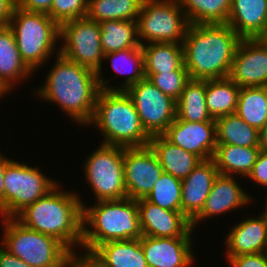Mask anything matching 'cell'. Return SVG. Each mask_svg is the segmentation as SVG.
Here are the masks:
<instances>
[{
  "mask_svg": "<svg viewBox=\"0 0 267 267\" xmlns=\"http://www.w3.org/2000/svg\"><path fill=\"white\" fill-rule=\"evenodd\" d=\"M144 75L153 85L175 101L180 98L185 84L190 80L184 65L178 70Z\"/></svg>",
  "mask_w": 267,
  "mask_h": 267,
  "instance_id": "36",
  "label": "cell"
},
{
  "mask_svg": "<svg viewBox=\"0 0 267 267\" xmlns=\"http://www.w3.org/2000/svg\"><path fill=\"white\" fill-rule=\"evenodd\" d=\"M142 235L148 237H194L191 221L178 211L152 204L145 198L137 200Z\"/></svg>",
  "mask_w": 267,
  "mask_h": 267,
  "instance_id": "17",
  "label": "cell"
},
{
  "mask_svg": "<svg viewBox=\"0 0 267 267\" xmlns=\"http://www.w3.org/2000/svg\"><path fill=\"white\" fill-rule=\"evenodd\" d=\"M259 147H240L228 144H217L213 161L219 174L222 175H238V177L247 176L252 171L253 165L256 162Z\"/></svg>",
  "mask_w": 267,
  "mask_h": 267,
  "instance_id": "25",
  "label": "cell"
},
{
  "mask_svg": "<svg viewBox=\"0 0 267 267\" xmlns=\"http://www.w3.org/2000/svg\"><path fill=\"white\" fill-rule=\"evenodd\" d=\"M104 60H110L111 70L118 73L114 76L115 79L119 74L124 75L123 83H120V87L115 86V91H125L145 77L141 46L105 54Z\"/></svg>",
  "mask_w": 267,
  "mask_h": 267,
  "instance_id": "31",
  "label": "cell"
},
{
  "mask_svg": "<svg viewBox=\"0 0 267 267\" xmlns=\"http://www.w3.org/2000/svg\"><path fill=\"white\" fill-rule=\"evenodd\" d=\"M217 144L259 147V130L250 126L236 113L217 118Z\"/></svg>",
  "mask_w": 267,
  "mask_h": 267,
  "instance_id": "30",
  "label": "cell"
},
{
  "mask_svg": "<svg viewBox=\"0 0 267 267\" xmlns=\"http://www.w3.org/2000/svg\"><path fill=\"white\" fill-rule=\"evenodd\" d=\"M163 136L201 160L212 159L217 146L216 121L189 122L176 117Z\"/></svg>",
  "mask_w": 267,
  "mask_h": 267,
  "instance_id": "15",
  "label": "cell"
},
{
  "mask_svg": "<svg viewBox=\"0 0 267 267\" xmlns=\"http://www.w3.org/2000/svg\"><path fill=\"white\" fill-rule=\"evenodd\" d=\"M247 178L249 181L251 179L258 187L267 189V151H260Z\"/></svg>",
  "mask_w": 267,
  "mask_h": 267,
  "instance_id": "39",
  "label": "cell"
},
{
  "mask_svg": "<svg viewBox=\"0 0 267 267\" xmlns=\"http://www.w3.org/2000/svg\"><path fill=\"white\" fill-rule=\"evenodd\" d=\"M240 89L229 77L206 80V106L214 120L236 112Z\"/></svg>",
  "mask_w": 267,
  "mask_h": 267,
  "instance_id": "28",
  "label": "cell"
},
{
  "mask_svg": "<svg viewBox=\"0 0 267 267\" xmlns=\"http://www.w3.org/2000/svg\"><path fill=\"white\" fill-rule=\"evenodd\" d=\"M163 172L155 152L149 145L124 147V179L127 197L133 200L146 198Z\"/></svg>",
  "mask_w": 267,
  "mask_h": 267,
  "instance_id": "13",
  "label": "cell"
},
{
  "mask_svg": "<svg viewBox=\"0 0 267 267\" xmlns=\"http://www.w3.org/2000/svg\"><path fill=\"white\" fill-rule=\"evenodd\" d=\"M8 26L12 29L20 56L34 72L47 64L60 38V26L46 13L30 12L16 7Z\"/></svg>",
  "mask_w": 267,
  "mask_h": 267,
  "instance_id": "6",
  "label": "cell"
},
{
  "mask_svg": "<svg viewBox=\"0 0 267 267\" xmlns=\"http://www.w3.org/2000/svg\"><path fill=\"white\" fill-rule=\"evenodd\" d=\"M59 182L45 176L39 166L31 167L27 163L12 160L4 172V218H14Z\"/></svg>",
  "mask_w": 267,
  "mask_h": 267,
  "instance_id": "11",
  "label": "cell"
},
{
  "mask_svg": "<svg viewBox=\"0 0 267 267\" xmlns=\"http://www.w3.org/2000/svg\"><path fill=\"white\" fill-rule=\"evenodd\" d=\"M176 117L189 122L215 121L206 106V80L190 79L176 101Z\"/></svg>",
  "mask_w": 267,
  "mask_h": 267,
  "instance_id": "27",
  "label": "cell"
},
{
  "mask_svg": "<svg viewBox=\"0 0 267 267\" xmlns=\"http://www.w3.org/2000/svg\"><path fill=\"white\" fill-rule=\"evenodd\" d=\"M103 136L101 144L125 148L146 147L151 137L144 130L139 114L125 91L100 90L95 112L88 124Z\"/></svg>",
  "mask_w": 267,
  "mask_h": 267,
  "instance_id": "5",
  "label": "cell"
},
{
  "mask_svg": "<svg viewBox=\"0 0 267 267\" xmlns=\"http://www.w3.org/2000/svg\"><path fill=\"white\" fill-rule=\"evenodd\" d=\"M265 205H266V206H265L266 208L264 209L263 212L267 213V201H266Z\"/></svg>",
  "mask_w": 267,
  "mask_h": 267,
  "instance_id": "47",
  "label": "cell"
},
{
  "mask_svg": "<svg viewBox=\"0 0 267 267\" xmlns=\"http://www.w3.org/2000/svg\"><path fill=\"white\" fill-rule=\"evenodd\" d=\"M53 0H17V7L30 12L48 14Z\"/></svg>",
  "mask_w": 267,
  "mask_h": 267,
  "instance_id": "40",
  "label": "cell"
},
{
  "mask_svg": "<svg viewBox=\"0 0 267 267\" xmlns=\"http://www.w3.org/2000/svg\"><path fill=\"white\" fill-rule=\"evenodd\" d=\"M235 113L260 130L267 122V86L241 88Z\"/></svg>",
  "mask_w": 267,
  "mask_h": 267,
  "instance_id": "34",
  "label": "cell"
},
{
  "mask_svg": "<svg viewBox=\"0 0 267 267\" xmlns=\"http://www.w3.org/2000/svg\"><path fill=\"white\" fill-rule=\"evenodd\" d=\"M2 246L30 267H69L72 252L53 236L31 230L15 218H0Z\"/></svg>",
  "mask_w": 267,
  "mask_h": 267,
  "instance_id": "7",
  "label": "cell"
},
{
  "mask_svg": "<svg viewBox=\"0 0 267 267\" xmlns=\"http://www.w3.org/2000/svg\"><path fill=\"white\" fill-rule=\"evenodd\" d=\"M236 176L219 174L210 190L204 207L201 212L191 221V228L195 231V227L202 220L211 219L222 216L224 213H230L232 210L251 205L253 195H249L244 191L242 186L237 182ZM230 210V211H229Z\"/></svg>",
  "mask_w": 267,
  "mask_h": 267,
  "instance_id": "16",
  "label": "cell"
},
{
  "mask_svg": "<svg viewBox=\"0 0 267 267\" xmlns=\"http://www.w3.org/2000/svg\"><path fill=\"white\" fill-rule=\"evenodd\" d=\"M144 74H156L180 69L184 65V50L179 43H149L141 45Z\"/></svg>",
  "mask_w": 267,
  "mask_h": 267,
  "instance_id": "26",
  "label": "cell"
},
{
  "mask_svg": "<svg viewBox=\"0 0 267 267\" xmlns=\"http://www.w3.org/2000/svg\"><path fill=\"white\" fill-rule=\"evenodd\" d=\"M34 72L20 56L12 29L6 25L0 27V78L13 89L15 85L33 76ZM18 82V83H17Z\"/></svg>",
  "mask_w": 267,
  "mask_h": 267,
  "instance_id": "24",
  "label": "cell"
},
{
  "mask_svg": "<svg viewBox=\"0 0 267 267\" xmlns=\"http://www.w3.org/2000/svg\"><path fill=\"white\" fill-rule=\"evenodd\" d=\"M219 171L213 159L202 160L181 180V212L192 221L202 210Z\"/></svg>",
  "mask_w": 267,
  "mask_h": 267,
  "instance_id": "19",
  "label": "cell"
},
{
  "mask_svg": "<svg viewBox=\"0 0 267 267\" xmlns=\"http://www.w3.org/2000/svg\"><path fill=\"white\" fill-rule=\"evenodd\" d=\"M99 24L100 42L104 54L141 46L138 40L137 21L113 20Z\"/></svg>",
  "mask_w": 267,
  "mask_h": 267,
  "instance_id": "29",
  "label": "cell"
},
{
  "mask_svg": "<svg viewBox=\"0 0 267 267\" xmlns=\"http://www.w3.org/2000/svg\"><path fill=\"white\" fill-rule=\"evenodd\" d=\"M59 182L14 218L23 226L61 241L72 253L82 244L83 205L80 194L61 190ZM75 250V251H74Z\"/></svg>",
  "mask_w": 267,
  "mask_h": 267,
  "instance_id": "3",
  "label": "cell"
},
{
  "mask_svg": "<svg viewBox=\"0 0 267 267\" xmlns=\"http://www.w3.org/2000/svg\"><path fill=\"white\" fill-rule=\"evenodd\" d=\"M259 148L261 151H267V122L259 130Z\"/></svg>",
  "mask_w": 267,
  "mask_h": 267,
  "instance_id": "45",
  "label": "cell"
},
{
  "mask_svg": "<svg viewBox=\"0 0 267 267\" xmlns=\"http://www.w3.org/2000/svg\"><path fill=\"white\" fill-rule=\"evenodd\" d=\"M189 24L227 23L231 0H178Z\"/></svg>",
  "mask_w": 267,
  "mask_h": 267,
  "instance_id": "33",
  "label": "cell"
},
{
  "mask_svg": "<svg viewBox=\"0 0 267 267\" xmlns=\"http://www.w3.org/2000/svg\"><path fill=\"white\" fill-rule=\"evenodd\" d=\"M227 24L241 38H263L267 34V0H231Z\"/></svg>",
  "mask_w": 267,
  "mask_h": 267,
  "instance_id": "21",
  "label": "cell"
},
{
  "mask_svg": "<svg viewBox=\"0 0 267 267\" xmlns=\"http://www.w3.org/2000/svg\"><path fill=\"white\" fill-rule=\"evenodd\" d=\"M242 38L227 24H190L182 46L189 78H228Z\"/></svg>",
  "mask_w": 267,
  "mask_h": 267,
  "instance_id": "2",
  "label": "cell"
},
{
  "mask_svg": "<svg viewBox=\"0 0 267 267\" xmlns=\"http://www.w3.org/2000/svg\"><path fill=\"white\" fill-rule=\"evenodd\" d=\"M45 82L35 90L37 98L56 104L79 126L91 122L101 90L98 73L62 55L55 57Z\"/></svg>",
  "mask_w": 267,
  "mask_h": 267,
  "instance_id": "1",
  "label": "cell"
},
{
  "mask_svg": "<svg viewBox=\"0 0 267 267\" xmlns=\"http://www.w3.org/2000/svg\"><path fill=\"white\" fill-rule=\"evenodd\" d=\"M82 226L81 248L90 254L103 243L143 236L137 200L129 197L83 205Z\"/></svg>",
  "mask_w": 267,
  "mask_h": 267,
  "instance_id": "4",
  "label": "cell"
},
{
  "mask_svg": "<svg viewBox=\"0 0 267 267\" xmlns=\"http://www.w3.org/2000/svg\"><path fill=\"white\" fill-rule=\"evenodd\" d=\"M14 89L7 84L3 79L0 78V99L4 97V95L11 93Z\"/></svg>",
  "mask_w": 267,
  "mask_h": 267,
  "instance_id": "46",
  "label": "cell"
},
{
  "mask_svg": "<svg viewBox=\"0 0 267 267\" xmlns=\"http://www.w3.org/2000/svg\"><path fill=\"white\" fill-rule=\"evenodd\" d=\"M91 255L104 267H148L141 238L103 243Z\"/></svg>",
  "mask_w": 267,
  "mask_h": 267,
  "instance_id": "23",
  "label": "cell"
},
{
  "mask_svg": "<svg viewBox=\"0 0 267 267\" xmlns=\"http://www.w3.org/2000/svg\"><path fill=\"white\" fill-rule=\"evenodd\" d=\"M144 0H88L87 18L98 23L113 20L137 21Z\"/></svg>",
  "mask_w": 267,
  "mask_h": 267,
  "instance_id": "32",
  "label": "cell"
},
{
  "mask_svg": "<svg viewBox=\"0 0 267 267\" xmlns=\"http://www.w3.org/2000/svg\"><path fill=\"white\" fill-rule=\"evenodd\" d=\"M149 146L155 152L164 173L183 180L202 161L195 154L173 145L163 135L151 137Z\"/></svg>",
  "mask_w": 267,
  "mask_h": 267,
  "instance_id": "22",
  "label": "cell"
},
{
  "mask_svg": "<svg viewBox=\"0 0 267 267\" xmlns=\"http://www.w3.org/2000/svg\"><path fill=\"white\" fill-rule=\"evenodd\" d=\"M263 38L267 41V34Z\"/></svg>",
  "mask_w": 267,
  "mask_h": 267,
  "instance_id": "48",
  "label": "cell"
},
{
  "mask_svg": "<svg viewBox=\"0 0 267 267\" xmlns=\"http://www.w3.org/2000/svg\"><path fill=\"white\" fill-rule=\"evenodd\" d=\"M132 100L146 133L163 135L176 118V101L144 77L125 90Z\"/></svg>",
  "mask_w": 267,
  "mask_h": 267,
  "instance_id": "12",
  "label": "cell"
},
{
  "mask_svg": "<svg viewBox=\"0 0 267 267\" xmlns=\"http://www.w3.org/2000/svg\"><path fill=\"white\" fill-rule=\"evenodd\" d=\"M0 267H30L25 261L16 257L0 245Z\"/></svg>",
  "mask_w": 267,
  "mask_h": 267,
  "instance_id": "42",
  "label": "cell"
},
{
  "mask_svg": "<svg viewBox=\"0 0 267 267\" xmlns=\"http://www.w3.org/2000/svg\"><path fill=\"white\" fill-rule=\"evenodd\" d=\"M181 196V180L163 172L145 199L161 208L181 212Z\"/></svg>",
  "mask_w": 267,
  "mask_h": 267,
  "instance_id": "35",
  "label": "cell"
},
{
  "mask_svg": "<svg viewBox=\"0 0 267 267\" xmlns=\"http://www.w3.org/2000/svg\"><path fill=\"white\" fill-rule=\"evenodd\" d=\"M225 257L231 267H267V254L265 252Z\"/></svg>",
  "mask_w": 267,
  "mask_h": 267,
  "instance_id": "38",
  "label": "cell"
},
{
  "mask_svg": "<svg viewBox=\"0 0 267 267\" xmlns=\"http://www.w3.org/2000/svg\"><path fill=\"white\" fill-rule=\"evenodd\" d=\"M16 7L17 0H0V27L9 24Z\"/></svg>",
  "mask_w": 267,
  "mask_h": 267,
  "instance_id": "43",
  "label": "cell"
},
{
  "mask_svg": "<svg viewBox=\"0 0 267 267\" xmlns=\"http://www.w3.org/2000/svg\"><path fill=\"white\" fill-rule=\"evenodd\" d=\"M83 253L81 256L76 252L72 253L69 267H104L90 253H85L84 251Z\"/></svg>",
  "mask_w": 267,
  "mask_h": 267,
  "instance_id": "41",
  "label": "cell"
},
{
  "mask_svg": "<svg viewBox=\"0 0 267 267\" xmlns=\"http://www.w3.org/2000/svg\"><path fill=\"white\" fill-rule=\"evenodd\" d=\"M88 0H53L47 14L59 26L70 20L87 16Z\"/></svg>",
  "mask_w": 267,
  "mask_h": 267,
  "instance_id": "37",
  "label": "cell"
},
{
  "mask_svg": "<svg viewBox=\"0 0 267 267\" xmlns=\"http://www.w3.org/2000/svg\"><path fill=\"white\" fill-rule=\"evenodd\" d=\"M62 46L59 54L69 61L78 63L98 73V82L102 90L115 91L102 76L105 54L100 42V24L87 17L70 20L60 25ZM64 43V44H63Z\"/></svg>",
  "mask_w": 267,
  "mask_h": 267,
  "instance_id": "8",
  "label": "cell"
},
{
  "mask_svg": "<svg viewBox=\"0 0 267 267\" xmlns=\"http://www.w3.org/2000/svg\"><path fill=\"white\" fill-rule=\"evenodd\" d=\"M84 160L83 170L87 184L96 201L127 197L124 179V147L99 144Z\"/></svg>",
  "mask_w": 267,
  "mask_h": 267,
  "instance_id": "10",
  "label": "cell"
},
{
  "mask_svg": "<svg viewBox=\"0 0 267 267\" xmlns=\"http://www.w3.org/2000/svg\"><path fill=\"white\" fill-rule=\"evenodd\" d=\"M189 25L178 0H144L137 18L138 40L141 45L182 44Z\"/></svg>",
  "mask_w": 267,
  "mask_h": 267,
  "instance_id": "9",
  "label": "cell"
},
{
  "mask_svg": "<svg viewBox=\"0 0 267 267\" xmlns=\"http://www.w3.org/2000/svg\"><path fill=\"white\" fill-rule=\"evenodd\" d=\"M258 216V217H257ZM248 217L231 227L225 238L226 256L264 253L267 248V213Z\"/></svg>",
  "mask_w": 267,
  "mask_h": 267,
  "instance_id": "20",
  "label": "cell"
},
{
  "mask_svg": "<svg viewBox=\"0 0 267 267\" xmlns=\"http://www.w3.org/2000/svg\"><path fill=\"white\" fill-rule=\"evenodd\" d=\"M13 159L6 158V156L0 151V217L4 218V172L6 166L12 161Z\"/></svg>",
  "mask_w": 267,
  "mask_h": 267,
  "instance_id": "44",
  "label": "cell"
},
{
  "mask_svg": "<svg viewBox=\"0 0 267 267\" xmlns=\"http://www.w3.org/2000/svg\"><path fill=\"white\" fill-rule=\"evenodd\" d=\"M192 237H141L148 267H191L195 262Z\"/></svg>",
  "mask_w": 267,
  "mask_h": 267,
  "instance_id": "18",
  "label": "cell"
},
{
  "mask_svg": "<svg viewBox=\"0 0 267 267\" xmlns=\"http://www.w3.org/2000/svg\"><path fill=\"white\" fill-rule=\"evenodd\" d=\"M229 78L240 88L267 86V41L264 38H242Z\"/></svg>",
  "mask_w": 267,
  "mask_h": 267,
  "instance_id": "14",
  "label": "cell"
}]
</instances>
